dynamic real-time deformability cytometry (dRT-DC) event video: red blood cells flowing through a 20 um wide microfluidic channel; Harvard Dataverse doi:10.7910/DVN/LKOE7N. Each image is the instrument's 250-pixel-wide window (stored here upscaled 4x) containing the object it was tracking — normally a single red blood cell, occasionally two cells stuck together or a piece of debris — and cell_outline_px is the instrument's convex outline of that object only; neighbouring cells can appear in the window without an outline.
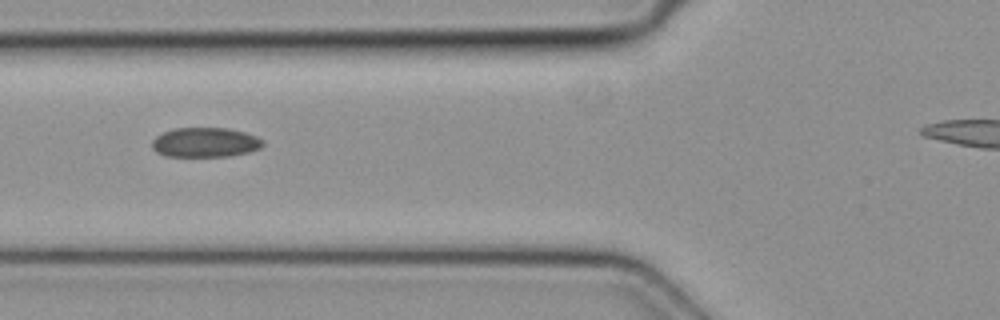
{"species": "common noctule bat (a hibernating species)", "species_latin": "Nyctalus noctula", "temperature_condition": "cold", "stored_images_in_passage": 5, "camera_frame_rate_fps": 3000, "um_per_image_px": 0.085, "animal": {"sex": "female", "body_mass_g": 19.3, "forearm_length_mm": 54.1}, "frame": {"image": 1, "passage_image": 4, "time_ms": 1.0, "image_size_px": [1000, 320], "cell_outline_px": [[264, 144], [260, 148], [248, 152], [232, 156], [164, 156], [156, 152], [152, 148], [152, 140], [156, 136], [172, 128], [228, 128], [244, 132], [256, 136], [264, 140]], "centroid_in_image_um": [17.44, 12.1], "position_along_channel_um": 108.4, "area_um2": 19.25}}